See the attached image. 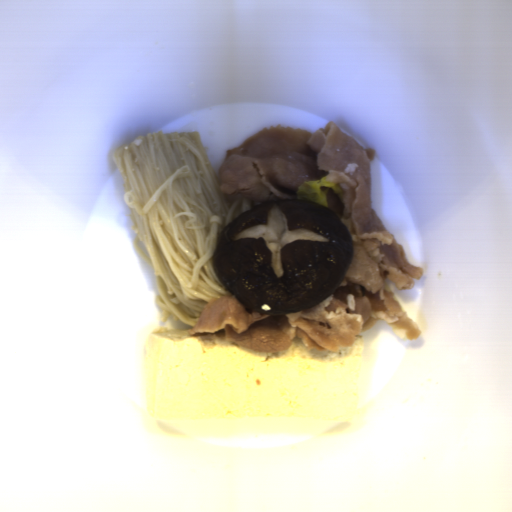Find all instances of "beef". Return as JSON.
Instances as JSON below:
<instances>
[{
  "mask_svg": "<svg viewBox=\"0 0 512 512\" xmlns=\"http://www.w3.org/2000/svg\"><path fill=\"white\" fill-rule=\"evenodd\" d=\"M377 151L365 147L336 123L314 133L282 126L259 128L227 149L218 171L222 194H241L260 203L298 200V186L325 178L342 187L326 191L327 208L348 230L354 250L351 264L335 291L303 312L263 315L249 311L236 294L213 299L189 334L224 329L227 341L255 352L273 354L300 338L306 351L338 353L354 347L359 333L384 321L399 339L416 340L423 331L408 315L387 280L398 289L415 288L424 268L412 264L371 207L372 162Z\"/></svg>",
  "mask_w": 512,
  "mask_h": 512,
  "instance_id": "obj_1",
  "label": "beef"
}]
</instances>
